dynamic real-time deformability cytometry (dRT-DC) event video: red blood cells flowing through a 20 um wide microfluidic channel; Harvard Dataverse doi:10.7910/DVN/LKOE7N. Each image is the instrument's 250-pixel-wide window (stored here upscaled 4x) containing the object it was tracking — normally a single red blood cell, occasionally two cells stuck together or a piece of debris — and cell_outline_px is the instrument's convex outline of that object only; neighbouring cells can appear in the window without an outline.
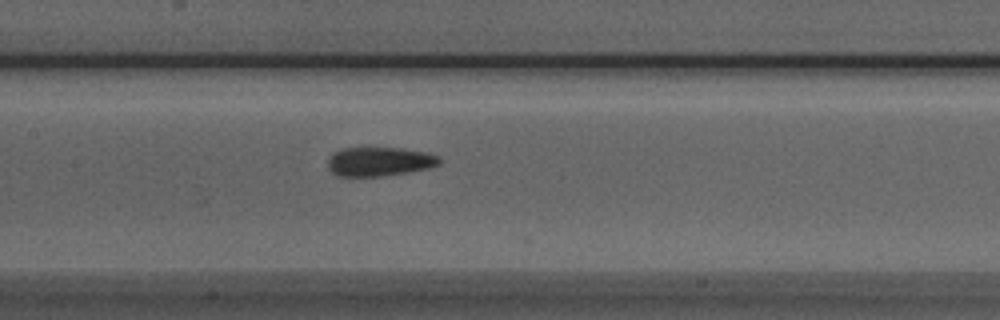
{"species": "Egyptian fruit bat (a non-hibernating species)", "species_latin": "Rousettus aegyptiacus", "temperature_condition": "room temperature", "stored_images_in_passage": 12, "camera_frame_rate_fps": 3000, "um_per_image_px": 0.085, "animal": {"sex": "male"}, "frame": {"image": 1, "passage_image": 10, "time_ms": 3.0, "image_size_px": [1000, 320], "cell_outline_px": [[444, 160], [440, 164], [428, 168], [408, 172], [380, 176], [340, 176], [332, 172], [328, 168], [328, 160], [332, 152], [340, 148], [400, 148], [428, 152], [440, 156]], "centroid_in_image_um": [32.28, 13.72], "position_along_channel_um": 175.1, "area_um2": 19.07}}